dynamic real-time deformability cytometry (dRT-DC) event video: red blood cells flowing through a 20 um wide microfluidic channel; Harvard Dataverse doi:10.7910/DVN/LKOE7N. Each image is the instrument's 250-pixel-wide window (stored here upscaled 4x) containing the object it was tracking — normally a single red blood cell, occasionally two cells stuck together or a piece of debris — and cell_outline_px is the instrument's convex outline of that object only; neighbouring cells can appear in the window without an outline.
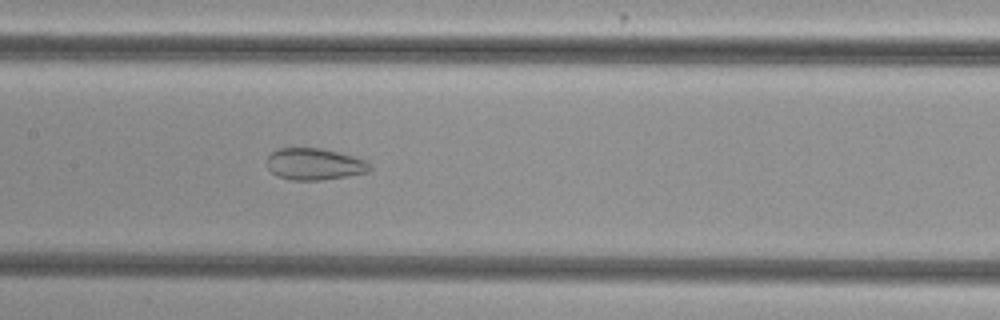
{"species": "common noctule bat (a hibernating species)", "species_latin": "Nyctalus noctula", "temperature_condition": "cold", "stored_images_in_passage": 53, "camera_frame_rate_fps": 3000, "um_per_image_px": 0.085, "animal": {"sex": "female", "body_mass_g": 29.2, "forearm_length_mm": 56.3}, "frame": {"image": 1, "passage_image": 26, "time_ms": 8.333, "image_size_px": [1000, 320], "cell_outline_px": [[372, 168], [368, 172], [348, 176], [324, 180], [292, 180], [276, 176], [268, 168], [268, 156], [272, 152], [280, 148], [320, 148], [340, 152], [368, 160], [372, 164]], "centroid_in_image_um": [26.79, 13.95], "position_along_channel_um": 180.6, "area_um2": 19.25}}
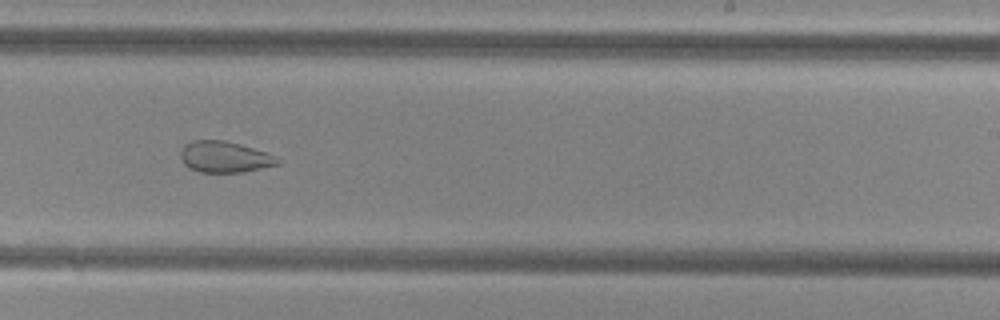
{"frame": {"image": 2, "passage_image": 33, "time_ms": 10.667, "image_size_px": [1000, 320], "cell_outline_px": [[280, 164], [244, 172], [200, 172], [188, 168], [184, 164], [180, 156], [180, 152], [184, 144], [192, 140], [224, 140], [240, 144], [264, 152], [280, 160]], "centroid_in_image_um": [19.04, 13.34], "position_along_channel_um": 270.0, "area_um2": 17.57}}
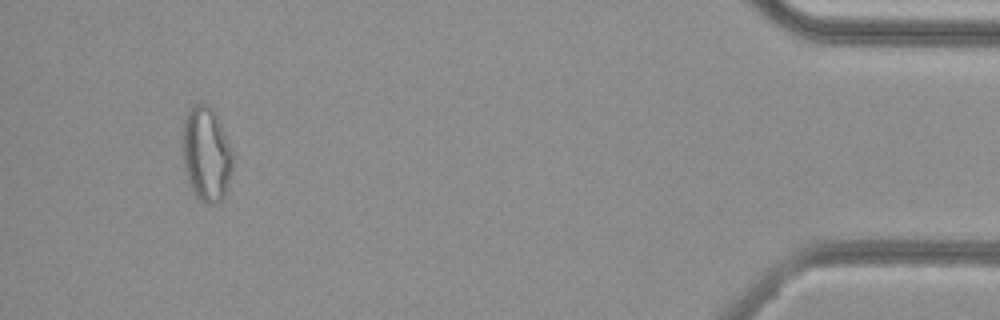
{"frame": {"image": 3, "passage_image": 50, "time_ms": 16.333, "image_size_px": [1000, 320], "cell_outline_px": [[232, 172], [224, 196], [216, 204], [204, 204], [196, 196], [188, 180], [184, 168], [180, 140], [184, 116], [188, 108], [200, 100], [208, 104], [212, 108], [232, 148]], "centroid_in_image_um": [17.49, 13.04], "position_along_channel_um": 417.7, "area_um2": 28.38}, "authors_computed_cell_mechanics": {"area_um2": 25.5476, "velocity_mm_per_s": 3.836, "shape_relaxation_time_tau1_ms": null, "shape_relaxation_time_tau2_ms": 2.0271, "deformation_change_tau1": null, "deformation_change_tau2": 0.0877}}